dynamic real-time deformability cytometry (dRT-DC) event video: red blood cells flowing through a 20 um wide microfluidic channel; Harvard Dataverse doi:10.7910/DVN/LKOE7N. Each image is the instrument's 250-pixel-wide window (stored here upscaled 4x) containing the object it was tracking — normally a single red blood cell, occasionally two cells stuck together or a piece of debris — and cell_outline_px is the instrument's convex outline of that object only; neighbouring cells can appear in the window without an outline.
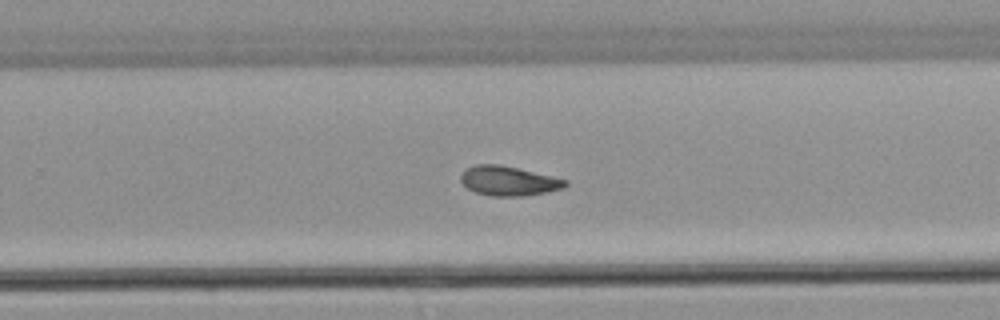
{"species": "common noctule bat (a hibernating species)", "species_latin": "Nyctalus noctula", "temperature_condition": "warm", "stored_images_in_passage": 30, "camera_frame_rate_fps": 3000, "um_per_image_px": 0.085, "animal": {"sex": "male", "body_mass_g": 21.5, "forearm_length_mm": 52.0}, "frame": {"image": 1, "passage_image": 22, "time_ms": 7.0, "image_size_px": [1000, 320], "cell_outline_px": [[568, 184], [564, 188], [548, 192], [524, 196], [492, 196], [476, 192], [468, 188], [460, 180], [460, 176], [468, 168], [476, 164], [500, 164], [552, 176], [568, 180]], "centroid_in_image_um": [43.26, 15.38], "position_along_channel_um": 286.5, "area_um2": 17.92}}